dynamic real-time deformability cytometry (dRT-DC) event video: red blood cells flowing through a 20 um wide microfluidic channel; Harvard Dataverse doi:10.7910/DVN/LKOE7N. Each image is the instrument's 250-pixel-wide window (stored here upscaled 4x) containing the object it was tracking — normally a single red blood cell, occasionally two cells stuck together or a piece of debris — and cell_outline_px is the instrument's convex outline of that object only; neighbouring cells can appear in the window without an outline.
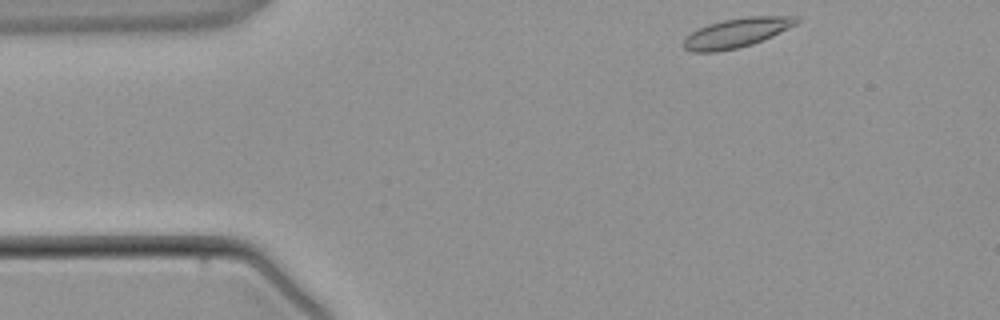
{"species": "common noctule bat (a hibernating species)", "species_latin": "Nyctalus noctula", "temperature_condition": "warm", "stored_images_in_passage": 3, "camera_frame_rate_fps": 3000, "um_per_image_px": 0.085, "animal": {"sex": "male", "body_mass_g": 21.5, "forearm_length_mm": 52.0}, "frame": {"image": 1, "passage_image": 1, "time_ms": 0.0, "image_size_px": [1000, 320], "cell_outline_px": [[800, 20], [796, 24], [772, 36], [752, 44], [736, 48], [716, 52], [692, 52], [684, 48], [680, 44], [692, 32], [708, 24], [724, 20], [748, 16], [796, 16]], "centroid_in_image_um": [62.59, 2.79], "position_along_channel_um": 22.4, "area_um2": 19.13}}
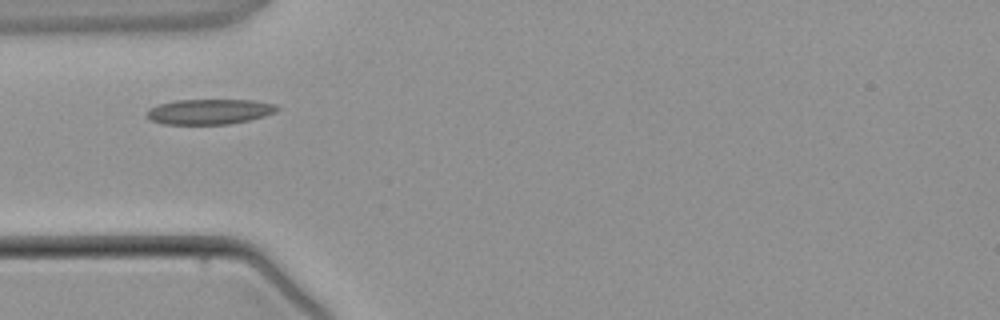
{"frame": {"image": 2, "passage_image": 3, "time_ms": 2.333, "image_size_px": [1000, 320], "cell_outline_px": [[280, 108], [276, 112], [264, 116], [248, 120], [228, 124], [164, 124], [152, 120], [144, 116], [148, 108], [160, 104], [176, 100], [252, 100], [276, 104]], "centroid_in_image_um": [17.79, 9.49], "position_along_channel_um": 67.2, "area_um2": 19.19}}